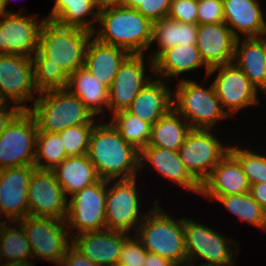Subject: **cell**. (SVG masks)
I'll use <instances>...</instances> for the list:
<instances>
[{"mask_svg": "<svg viewBox=\"0 0 266 266\" xmlns=\"http://www.w3.org/2000/svg\"><path fill=\"white\" fill-rule=\"evenodd\" d=\"M157 41L158 49L150 53L154 60L162 51L177 45H196L197 25L178 22L168 17L153 23L151 44ZM160 47V48H159Z\"/></svg>", "mask_w": 266, "mask_h": 266, "instance_id": "4dcf8cb0", "label": "cell"}, {"mask_svg": "<svg viewBox=\"0 0 266 266\" xmlns=\"http://www.w3.org/2000/svg\"><path fill=\"white\" fill-rule=\"evenodd\" d=\"M93 37L104 44L126 50L129 54H144L150 48L153 23L137 10L111 5L101 7ZM98 31V32H96Z\"/></svg>", "mask_w": 266, "mask_h": 266, "instance_id": "7a4b0ae2", "label": "cell"}, {"mask_svg": "<svg viewBox=\"0 0 266 266\" xmlns=\"http://www.w3.org/2000/svg\"><path fill=\"white\" fill-rule=\"evenodd\" d=\"M28 215L65 220L68 199L52 170L33 171L27 191Z\"/></svg>", "mask_w": 266, "mask_h": 266, "instance_id": "2e32d148", "label": "cell"}, {"mask_svg": "<svg viewBox=\"0 0 266 266\" xmlns=\"http://www.w3.org/2000/svg\"><path fill=\"white\" fill-rule=\"evenodd\" d=\"M1 216V215H0ZM7 223V221H1V217H0V233H1V230L3 228V226Z\"/></svg>", "mask_w": 266, "mask_h": 266, "instance_id": "db71d44e", "label": "cell"}, {"mask_svg": "<svg viewBox=\"0 0 266 266\" xmlns=\"http://www.w3.org/2000/svg\"><path fill=\"white\" fill-rule=\"evenodd\" d=\"M4 260L2 253L0 251V266H4V263L2 264V261ZM2 264V265H1Z\"/></svg>", "mask_w": 266, "mask_h": 266, "instance_id": "6f0895ef", "label": "cell"}, {"mask_svg": "<svg viewBox=\"0 0 266 266\" xmlns=\"http://www.w3.org/2000/svg\"><path fill=\"white\" fill-rule=\"evenodd\" d=\"M108 266H123V265H121L120 263H115V264L108 265Z\"/></svg>", "mask_w": 266, "mask_h": 266, "instance_id": "680465c9", "label": "cell"}, {"mask_svg": "<svg viewBox=\"0 0 266 266\" xmlns=\"http://www.w3.org/2000/svg\"><path fill=\"white\" fill-rule=\"evenodd\" d=\"M216 71L218 73L212 84L216 96L228 116L232 115L233 117L240 109L260 104L257 96L258 90L234 63L211 68L207 78Z\"/></svg>", "mask_w": 266, "mask_h": 266, "instance_id": "9a60e30c", "label": "cell"}, {"mask_svg": "<svg viewBox=\"0 0 266 266\" xmlns=\"http://www.w3.org/2000/svg\"><path fill=\"white\" fill-rule=\"evenodd\" d=\"M178 83L173 93V108L192 129H213L219 120L229 117L216 96L213 84L204 88L188 78Z\"/></svg>", "mask_w": 266, "mask_h": 266, "instance_id": "8992f818", "label": "cell"}, {"mask_svg": "<svg viewBox=\"0 0 266 266\" xmlns=\"http://www.w3.org/2000/svg\"><path fill=\"white\" fill-rule=\"evenodd\" d=\"M34 262L25 260V261H13V262H4V266H35Z\"/></svg>", "mask_w": 266, "mask_h": 266, "instance_id": "c3c4849f", "label": "cell"}, {"mask_svg": "<svg viewBox=\"0 0 266 266\" xmlns=\"http://www.w3.org/2000/svg\"><path fill=\"white\" fill-rule=\"evenodd\" d=\"M146 62L144 54H130L119 67L118 73L108 89V110L113 114L127 110L140 90L153 79L151 76L145 75L146 67H150L153 71V60L148 57Z\"/></svg>", "mask_w": 266, "mask_h": 266, "instance_id": "e0dca14e", "label": "cell"}, {"mask_svg": "<svg viewBox=\"0 0 266 266\" xmlns=\"http://www.w3.org/2000/svg\"><path fill=\"white\" fill-rule=\"evenodd\" d=\"M87 156L101 179L137 177L139 151L127 143L110 122L95 124L90 136Z\"/></svg>", "mask_w": 266, "mask_h": 266, "instance_id": "6da1fadb", "label": "cell"}, {"mask_svg": "<svg viewBox=\"0 0 266 266\" xmlns=\"http://www.w3.org/2000/svg\"><path fill=\"white\" fill-rule=\"evenodd\" d=\"M212 132V129H192L178 150L182 163L200 184L230 149Z\"/></svg>", "mask_w": 266, "mask_h": 266, "instance_id": "7c38bea8", "label": "cell"}, {"mask_svg": "<svg viewBox=\"0 0 266 266\" xmlns=\"http://www.w3.org/2000/svg\"><path fill=\"white\" fill-rule=\"evenodd\" d=\"M37 15L27 16L21 10L0 12V55L32 57L38 51L40 32L46 19L38 21Z\"/></svg>", "mask_w": 266, "mask_h": 266, "instance_id": "5bb4252c", "label": "cell"}, {"mask_svg": "<svg viewBox=\"0 0 266 266\" xmlns=\"http://www.w3.org/2000/svg\"><path fill=\"white\" fill-rule=\"evenodd\" d=\"M60 266H99L91 262L86 256L81 254L72 245L67 249L63 256Z\"/></svg>", "mask_w": 266, "mask_h": 266, "instance_id": "ee69618b", "label": "cell"}, {"mask_svg": "<svg viewBox=\"0 0 266 266\" xmlns=\"http://www.w3.org/2000/svg\"><path fill=\"white\" fill-rule=\"evenodd\" d=\"M224 22L223 0L198 1L197 25Z\"/></svg>", "mask_w": 266, "mask_h": 266, "instance_id": "7bdbcfd3", "label": "cell"}, {"mask_svg": "<svg viewBox=\"0 0 266 266\" xmlns=\"http://www.w3.org/2000/svg\"><path fill=\"white\" fill-rule=\"evenodd\" d=\"M33 103L28 111L38 131L59 133L71 126L97 123L85 104L66 88L40 92Z\"/></svg>", "mask_w": 266, "mask_h": 266, "instance_id": "5b68a950", "label": "cell"}, {"mask_svg": "<svg viewBox=\"0 0 266 266\" xmlns=\"http://www.w3.org/2000/svg\"><path fill=\"white\" fill-rule=\"evenodd\" d=\"M37 132L34 116L22 110L0 135V170L34 166Z\"/></svg>", "mask_w": 266, "mask_h": 266, "instance_id": "9c48e42d", "label": "cell"}, {"mask_svg": "<svg viewBox=\"0 0 266 266\" xmlns=\"http://www.w3.org/2000/svg\"><path fill=\"white\" fill-rule=\"evenodd\" d=\"M215 200L238 216L242 222L246 221L261 230H266V211L252 198L249 192L218 196Z\"/></svg>", "mask_w": 266, "mask_h": 266, "instance_id": "836d02e7", "label": "cell"}, {"mask_svg": "<svg viewBox=\"0 0 266 266\" xmlns=\"http://www.w3.org/2000/svg\"><path fill=\"white\" fill-rule=\"evenodd\" d=\"M236 40L225 22L197 25L196 47L209 69L233 63Z\"/></svg>", "mask_w": 266, "mask_h": 266, "instance_id": "d6986e66", "label": "cell"}, {"mask_svg": "<svg viewBox=\"0 0 266 266\" xmlns=\"http://www.w3.org/2000/svg\"><path fill=\"white\" fill-rule=\"evenodd\" d=\"M67 157L59 133L37 132L34 163L37 169L53 170Z\"/></svg>", "mask_w": 266, "mask_h": 266, "instance_id": "e575fe53", "label": "cell"}, {"mask_svg": "<svg viewBox=\"0 0 266 266\" xmlns=\"http://www.w3.org/2000/svg\"><path fill=\"white\" fill-rule=\"evenodd\" d=\"M233 63L259 90L266 78V45L263 39L261 37L243 38V40L238 38L235 43Z\"/></svg>", "mask_w": 266, "mask_h": 266, "instance_id": "83f0119b", "label": "cell"}, {"mask_svg": "<svg viewBox=\"0 0 266 266\" xmlns=\"http://www.w3.org/2000/svg\"><path fill=\"white\" fill-rule=\"evenodd\" d=\"M66 89L77 96L95 117L104 107L108 110V88L85 67L68 76Z\"/></svg>", "mask_w": 266, "mask_h": 266, "instance_id": "f546056e", "label": "cell"}, {"mask_svg": "<svg viewBox=\"0 0 266 266\" xmlns=\"http://www.w3.org/2000/svg\"><path fill=\"white\" fill-rule=\"evenodd\" d=\"M147 253L140 240L130 235L124 241L118 263L123 266H143Z\"/></svg>", "mask_w": 266, "mask_h": 266, "instance_id": "60d3db41", "label": "cell"}, {"mask_svg": "<svg viewBox=\"0 0 266 266\" xmlns=\"http://www.w3.org/2000/svg\"><path fill=\"white\" fill-rule=\"evenodd\" d=\"M165 80L153 78L138 93L127 109L143 121L154 125L173 108V93Z\"/></svg>", "mask_w": 266, "mask_h": 266, "instance_id": "cb8c5ba5", "label": "cell"}, {"mask_svg": "<svg viewBox=\"0 0 266 266\" xmlns=\"http://www.w3.org/2000/svg\"><path fill=\"white\" fill-rule=\"evenodd\" d=\"M1 5H2V0H0V12H1Z\"/></svg>", "mask_w": 266, "mask_h": 266, "instance_id": "91938a15", "label": "cell"}, {"mask_svg": "<svg viewBox=\"0 0 266 266\" xmlns=\"http://www.w3.org/2000/svg\"><path fill=\"white\" fill-rule=\"evenodd\" d=\"M136 179H116L112 186L109 184L114 180H107L106 229L129 234L132 229L136 232L144 220L146 214L140 211Z\"/></svg>", "mask_w": 266, "mask_h": 266, "instance_id": "8fae6325", "label": "cell"}, {"mask_svg": "<svg viewBox=\"0 0 266 266\" xmlns=\"http://www.w3.org/2000/svg\"><path fill=\"white\" fill-rule=\"evenodd\" d=\"M36 92L39 94L34 82L32 57L0 55V97L21 110H29L31 107L23 103L34 102Z\"/></svg>", "mask_w": 266, "mask_h": 266, "instance_id": "4fadbf2b", "label": "cell"}, {"mask_svg": "<svg viewBox=\"0 0 266 266\" xmlns=\"http://www.w3.org/2000/svg\"><path fill=\"white\" fill-rule=\"evenodd\" d=\"M34 82L38 92L65 89L68 76L59 67L48 63H33Z\"/></svg>", "mask_w": 266, "mask_h": 266, "instance_id": "f35d334b", "label": "cell"}, {"mask_svg": "<svg viewBox=\"0 0 266 266\" xmlns=\"http://www.w3.org/2000/svg\"><path fill=\"white\" fill-rule=\"evenodd\" d=\"M0 251L6 262L25 261L32 258V250L23 227L3 226L0 233Z\"/></svg>", "mask_w": 266, "mask_h": 266, "instance_id": "d590c367", "label": "cell"}, {"mask_svg": "<svg viewBox=\"0 0 266 266\" xmlns=\"http://www.w3.org/2000/svg\"><path fill=\"white\" fill-rule=\"evenodd\" d=\"M266 30H265V32L260 36L262 39H263V41H264V43H265V45H266Z\"/></svg>", "mask_w": 266, "mask_h": 266, "instance_id": "11a10c76", "label": "cell"}, {"mask_svg": "<svg viewBox=\"0 0 266 266\" xmlns=\"http://www.w3.org/2000/svg\"><path fill=\"white\" fill-rule=\"evenodd\" d=\"M198 1L195 0H171L167 14L169 19L197 25Z\"/></svg>", "mask_w": 266, "mask_h": 266, "instance_id": "b9f144b4", "label": "cell"}, {"mask_svg": "<svg viewBox=\"0 0 266 266\" xmlns=\"http://www.w3.org/2000/svg\"><path fill=\"white\" fill-rule=\"evenodd\" d=\"M249 189V181L239 160L229 151L201 184L200 195L213 200L218 196L248 193Z\"/></svg>", "mask_w": 266, "mask_h": 266, "instance_id": "44dd1931", "label": "cell"}, {"mask_svg": "<svg viewBox=\"0 0 266 266\" xmlns=\"http://www.w3.org/2000/svg\"><path fill=\"white\" fill-rule=\"evenodd\" d=\"M52 171L66 196L101 180L87 154L67 157Z\"/></svg>", "mask_w": 266, "mask_h": 266, "instance_id": "f1b7e54d", "label": "cell"}, {"mask_svg": "<svg viewBox=\"0 0 266 266\" xmlns=\"http://www.w3.org/2000/svg\"><path fill=\"white\" fill-rule=\"evenodd\" d=\"M129 55L126 50L101 43L92 36L86 48L84 67L109 89L119 67Z\"/></svg>", "mask_w": 266, "mask_h": 266, "instance_id": "d4e9b609", "label": "cell"}, {"mask_svg": "<svg viewBox=\"0 0 266 266\" xmlns=\"http://www.w3.org/2000/svg\"><path fill=\"white\" fill-rule=\"evenodd\" d=\"M7 3H9V0H2L1 13H14L13 10H6Z\"/></svg>", "mask_w": 266, "mask_h": 266, "instance_id": "f907efd6", "label": "cell"}, {"mask_svg": "<svg viewBox=\"0 0 266 266\" xmlns=\"http://www.w3.org/2000/svg\"><path fill=\"white\" fill-rule=\"evenodd\" d=\"M249 193L252 198L266 211V182L251 185Z\"/></svg>", "mask_w": 266, "mask_h": 266, "instance_id": "bcb514c9", "label": "cell"}, {"mask_svg": "<svg viewBox=\"0 0 266 266\" xmlns=\"http://www.w3.org/2000/svg\"><path fill=\"white\" fill-rule=\"evenodd\" d=\"M101 6L122 5L125 0H100Z\"/></svg>", "mask_w": 266, "mask_h": 266, "instance_id": "681fc988", "label": "cell"}, {"mask_svg": "<svg viewBox=\"0 0 266 266\" xmlns=\"http://www.w3.org/2000/svg\"><path fill=\"white\" fill-rule=\"evenodd\" d=\"M229 151L239 160L250 186L266 182V156L255 153L238 145L230 146Z\"/></svg>", "mask_w": 266, "mask_h": 266, "instance_id": "8d00e7d4", "label": "cell"}, {"mask_svg": "<svg viewBox=\"0 0 266 266\" xmlns=\"http://www.w3.org/2000/svg\"><path fill=\"white\" fill-rule=\"evenodd\" d=\"M55 5L46 20L61 26L79 27L94 32L98 21L100 0H54ZM90 15L92 19L87 17ZM92 15V16H91Z\"/></svg>", "mask_w": 266, "mask_h": 266, "instance_id": "4316f807", "label": "cell"}, {"mask_svg": "<svg viewBox=\"0 0 266 266\" xmlns=\"http://www.w3.org/2000/svg\"><path fill=\"white\" fill-rule=\"evenodd\" d=\"M184 239L187 261L196 262L201 257L206 266H235L234 255L239 253L238 243L213 228L192 219H184ZM233 244V245H231ZM236 246V251L232 246Z\"/></svg>", "mask_w": 266, "mask_h": 266, "instance_id": "52a82bcc", "label": "cell"}, {"mask_svg": "<svg viewBox=\"0 0 266 266\" xmlns=\"http://www.w3.org/2000/svg\"><path fill=\"white\" fill-rule=\"evenodd\" d=\"M134 232L147 252L167 258L179 265L187 261L184 239V218L175 219L163 211L159 201H155Z\"/></svg>", "mask_w": 266, "mask_h": 266, "instance_id": "277c9868", "label": "cell"}, {"mask_svg": "<svg viewBox=\"0 0 266 266\" xmlns=\"http://www.w3.org/2000/svg\"><path fill=\"white\" fill-rule=\"evenodd\" d=\"M106 196L107 180L101 179L70 197L65 223L77 230L71 236L106 229Z\"/></svg>", "mask_w": 266, "mask_h": 266, "instance_id": "30bf717a", "label": "cell"}, {"mask_svg": "<svg viewBox=\"0 0 266 266\" xmlns=\"http://www.w3.org/2000/svg\"><path fill=\"white\" fill-rule=\"evenodd\" d=\"M24 229L32 250V258L44 259L57 265L72 245L71 232L65 220L26 216L18 222Z\"/></svg>", "mask_w": 266, "mask_h": 266, "instance_id": "ba28073f", "label": "cell"}, {"mask_svg": "<svg viewBox=\"0 0 266 266\" xmlns=\"http://www.w3.org/2000/svg\"><path fill=\"white\" fill-rule=\"evenodd\" d=\"M260 92H263L264 94H266V78L264 81V84L262 85V87L259 89Z\"/></svg>", "mask_w": 266, "mask_h": 266, "instance_id": "f5cc1de1", "label": "cell"}, {"mask_svg": "<svg viewBox=\"0 0 266 266\" xmlns=\"http://www.w3.org/2000/svg\"><path fill=\"white\" fill-rule=\"evenodd\" d=\"M203 66H205L207 77L210 69L204 64L196 45H177L162 51L153 60L152 74H155L156 78L170 80Z\"/></svg>", "mask_w": 266, "mask_h": 266, "instance_id": "484cf974", "label": "cell"}, {"mask_svg": "<svg viewBox=\"0 0 266 266\" xmlns=\"http://www.w3.org/2000/svg\"><path fill=\"white\" fill-rule=\"evenodd\" d=\"M143 266H176V264L158 254L148 252Z\"/></svg>", "mask_w": 266, "mask_h": 266, "instance_id": "7dc6e473", "label": "cell"}, {"mask_svg": "<svg viewBox=\"0 0 266 266\" xmlns=\"http://www.w3.org/2000/svg\"><path fill=\"white\" fill-rule=\"evenodd\" d=\"M35 168L22 166L0 170V214L9 225L28 216L27 191Z\"/></svg>", "mask_w": 266, "mask_h": 266, "instance_id": "ac0fdd59", "label": "cell"}, {"mask_svg": "<svg viewBox=\"0 0 266 266\" xmlns=\"http://www.w3.org/2000/svg\"><path fill=\"white\" fill-rule=\"evenodd\" d=\"M11 107V108H10ZM22 110L16 105L10 106V103H6L0 108V135L5 131L10 122L21 112Z\"/></svg>", "mask_w": 266, "mask_h": 266, "instance_id": "f6af8a7d", "label": "cell"}, {"mask_svg": "<svg viewBox=\"0 0 266 266\" xmlns=\"http://www.w3.org/2000/svg\"><path fill=\"white\" fill-rule=\"evenodd\" d=\"M176 266H195V262L186 261V262L181 263V264L176 265ZM198 266H206V265H204V264H203V265L200 264V265H198Z\"/></svg>", "mask_w": 266, "mask_h": 266, "instance_id": "816d5d0a", "label": "cell"}, {"mask_svg": "<svg viewBox=\"0 0 266 266\" xmlns=\"http://www.w3.org/2000/svg\"><path fill=\"white\" fill-rule=\"evenodd\" d=\"M94 126L95 124L76 125L59 132L68 157L87 154Z\"/></svg>", "mask_w": 266, "mask_h": 266, "instance_id": "74e56055", "label": "cell"}, {"mask_svg": "<svg viewBox=\"0 0 266 266\" xmlns=\"http://www.w3.org/2000/svg\"><path fill=\"white\" fill-rule=\"evenodd\" d=\"M93 32L61 26L45 20L39 37V49L32 56L33 63L59 66L69 76L84 67L85 52Z\"/></svg>", "mask_w": 266, "mask_h": 266, "instance_id": "3957f363", "label": "cell"}, {"mask_svg": "<svg viewBox=\"0 0 266 266\" xmlns=\"http://www.w3.org/2000/svg\"><path fill=\"white\" fill-rule=\"evenodd\" d=\"M6 102L0 97V108L3 107Z\"/></svg>", "mask_w": 266, "mask_h": 266, "instance_id": "9f6ffc18", "label": "cell"}, {"mask_svg": "<svg viewBox=\"0 0 266 266\" xmlns=\"http://www.w3.org/2000/svg\"><path fill=\"white\" fill-rule=\"evenodd\" d=\"M224 22L238 39L260 37L266 30V21L260 3L256 0H223Z\"/></svg>", "mask_w": 266, "mask_h": 266, "instance_id": "603a6c76", "label": "cell"}, {"mask_svg": "<svg viewBox=\"0 0 266 266\" xmlns=\"http://www.w3.org/2000/svg\"><path fill=\"white\" fill-rule=\"evenodd\" d=\"M171 0H125L123 7L137 10L152 23L166 18Z\"/></svg>", "mask_w": 266, "mask_h": 266, "instance_id": "ab89813d", "label": "cell"}, {"mask_svg": "<svg viewBox=\"0 0 266 266\" xmlns=\"http://www.w3.org/2000/svg\"><path fill=\"white\" fill-rule=\"evenodd\" d=\"M110 123L121 137L138 151L148 145L152 125L141 120L128 110L114 113Z\"/></svg>", "mask_w": 266, "mask_h": 266, "instance_id": "d6a6232c", "label": "cell"}, {"mask_svg": "<svg viewBox=\"0 0 266 266\" xmlns=\"http://www.w3.org/2000/svg\"><path fill=\"white\" fill-rule=\"evenodd\" d=\"M71 237L72 246L91 262L99 266H108L118 263L121 248L129 234L104 229Z\"/></svg>", "mask_w": 266, "mask_h": 266, "instance_id": "ffe728a7", "label": "cell"}, {"mask_svg": "<svg viewBox=\"0 0 266 266\" xmlns=\"http://www.w3.org/2000/svg\"><path fill=\"white\" fill-rule=\"evenodd\" d=\"M149 163L162 177L200 195L201 184L182 163L178 151L146 146L139 151V171Z\"/></svg>", "mask_w": 266, "mask_h": 266, "instance_id": "7402d4cb", "label": "cell"}, {"mask_svg": "<svg viewBox=\"0 0 266 266\" xmlns=\"http://www.w3.org/2000/svg\"><path fill=\"white\" fill-rule=\"evenodd\" d=\"M192 127L172 108L151 126L150 140L147 146L178 151Z\"/></svg>", "mask_w": 266, "mask_h": 266, "instance_id": "1f68e13d", "label": "cell"}]
</instances>
